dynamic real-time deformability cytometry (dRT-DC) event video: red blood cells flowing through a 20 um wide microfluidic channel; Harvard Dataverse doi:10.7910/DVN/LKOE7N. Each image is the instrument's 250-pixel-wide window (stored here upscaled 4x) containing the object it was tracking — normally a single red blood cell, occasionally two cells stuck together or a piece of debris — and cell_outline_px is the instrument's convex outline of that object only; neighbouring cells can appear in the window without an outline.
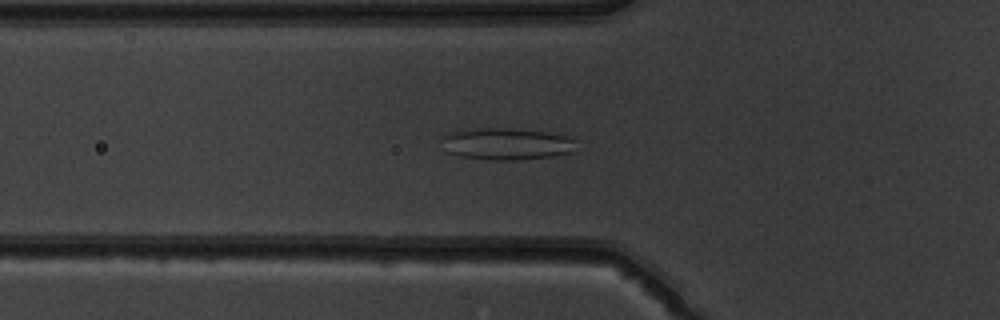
{"species": "common noctule bat (a hibernating species)", "species_latin": "Nyctalus noctula", "temperature_condition": "warm", "stored_images_in_passage": 38, "camera_frame_rate_fps": 3000, "um_per_image_px": 0.085, "animal": {"sex": "male", "body_mass_g": 19.5, "forearm_length_mm": 54.6}, "frame": {"image": 1, "passage_image": 5, "time_ms": 1.333, "image_size_px": [1000, 320], "cell_outline_px": [[576, 140], [572, 152], [552, 156], [516, 160], [492, 160], [460, 156], [448, 152], [444, 136], [452, 132], [472, 128], [508, 128], [548, 132], [564, 136]], "centroid_in_image_um": [43.1, 12.23], "position_along_channel_um": 82.7, "area_um2": 24.51}}
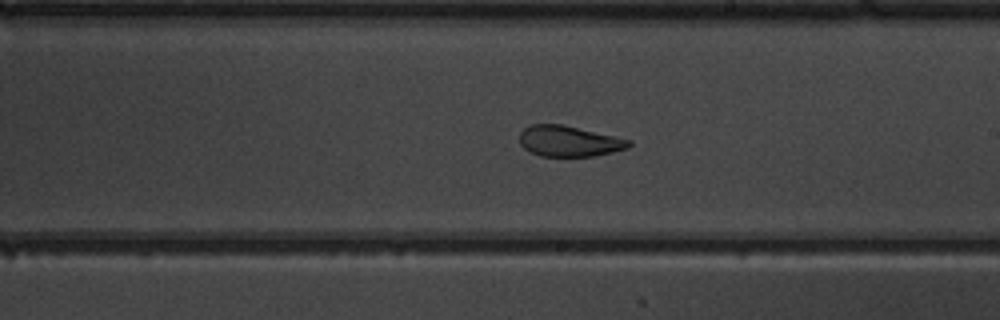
{"frame": {"image": 2, "passage_image": 17, "time_ms": 5.333, "image_size_px": [1000, 320], "cell_outline_px": [[632, 144], [628, 148], [596, 156], [540, 156], [528, 152], [520, 144], [520, 132], [528, 124], [560, 124], [616, 136], [632, 140]], "centroid_in_image_um": [48.36, 12.0], "position_along_channel_um": 240.6, "area_um2": 19.77}}
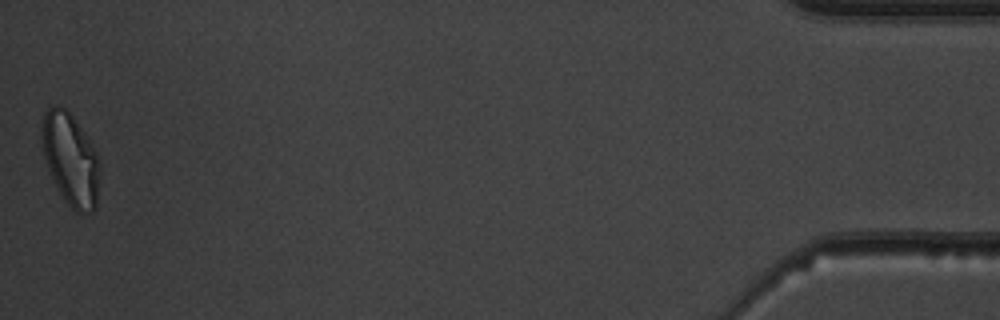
{"frame": {"image": 3, "passage_image": 38, "time_ms": 12.333, "image_size_px": [1000, 320], "cell_outline_px": [[100, 172], [96, 208], [92, 212], [76, 212], [60, 196], [56, 188], [48, 168], [44, 156], [40, 136], [40, 132], [44, 112], [48, 108], [56, 104], [60, 104], [72, 116], [84, 132], [96, 152], [100, 164]], "centroid_in_image_um": [5.98, 13.55], "position_along_channel_um": 429.2, "area_um2": 31.39}, "authors_computed_cell_mechanics": {"area_um2": 21.2993, "velocity_mm_per_s": 3.9454, "shape_relaxation_time_tau1_ms": null, "shape_relaxation_time_tau2_ms": 1.6773, "deformation_change_tau1": null, "deformation_change_tau2": 0.0742}}